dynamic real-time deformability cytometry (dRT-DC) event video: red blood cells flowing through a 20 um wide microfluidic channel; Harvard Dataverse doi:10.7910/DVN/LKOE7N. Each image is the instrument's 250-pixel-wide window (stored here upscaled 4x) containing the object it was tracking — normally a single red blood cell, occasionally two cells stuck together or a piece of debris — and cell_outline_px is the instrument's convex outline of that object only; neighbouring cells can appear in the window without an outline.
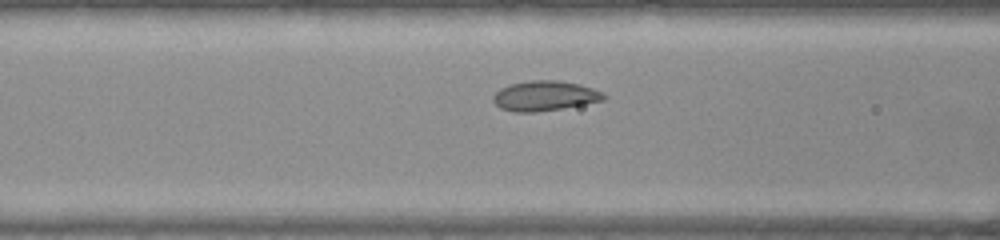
{"species": "common noctule bat (a hibernating species)", "species_latin": "Nyctalus noctula", "temperature_condition": "warm", "stored_images_in_passage": 12, "camera_frame_rate_fps": 3000, "um_per_image_px": 0.085, "animal": {"sex": "female", "body_mass_g": 22.0, "forearm_length_mm": 56.7}, "frame": {"image": 1, "passage_image": 10, "time_ms": 3.0, "image_size_px": [1000, 240], "cell_outline_px": [[608, 96], [604, 100], [584, 104], [536, 112], [512, 112], [500, 108], [492, 100], [492, 96], [500, 88], [512, 84], [528, 80], [560, 80], [580, 84], [604, 92]], "centroid_in_image_um": [46.31, 8.14], "position_along_channel_um": 120.3, "area_um2": 19.42}}